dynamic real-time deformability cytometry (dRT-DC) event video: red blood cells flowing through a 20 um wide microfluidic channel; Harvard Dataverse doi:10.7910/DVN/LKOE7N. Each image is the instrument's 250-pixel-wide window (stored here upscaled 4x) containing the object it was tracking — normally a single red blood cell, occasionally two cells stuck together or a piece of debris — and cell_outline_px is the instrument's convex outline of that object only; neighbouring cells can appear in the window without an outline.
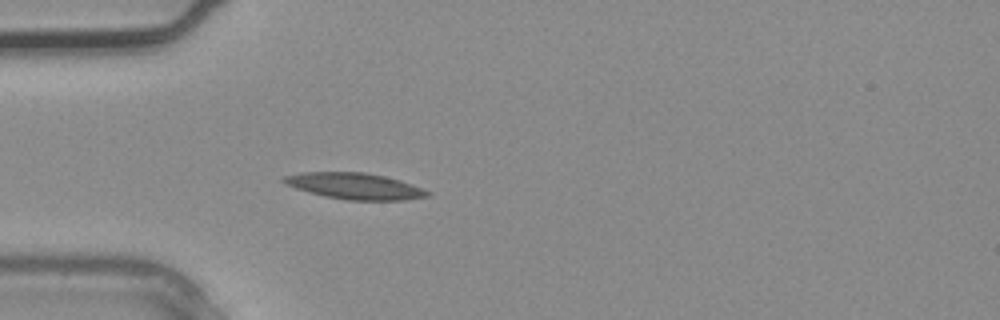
{"species": "common noctule bat (a hibernating species)", "species_latin": "Nyctalus noctula", "temperature_condition": "warm", "stored_images_in_passage": 2, "camera_frame_rate_fps": 3000, "um_per_image_px": 0.085, "animal": {"sex": "male", "body_mass_g": 20.4}, "frame": {"image": 1, "passage_image": 2, "time_ms": 0.333, "image_size_px": [1000, 320], "cell_outline_px": [[432, 192], [428, 196], [404, 200], [348, 200], [324, 196], [308, 192], [296, 188], [280, 180], [284, 176], [304, 172], [364, 172], [384, 176], [400, 180]], "centroid_in_image_um": [30.16, 15.81], "position_along_channel_um": 54.8, "area_um2": 21.79}}